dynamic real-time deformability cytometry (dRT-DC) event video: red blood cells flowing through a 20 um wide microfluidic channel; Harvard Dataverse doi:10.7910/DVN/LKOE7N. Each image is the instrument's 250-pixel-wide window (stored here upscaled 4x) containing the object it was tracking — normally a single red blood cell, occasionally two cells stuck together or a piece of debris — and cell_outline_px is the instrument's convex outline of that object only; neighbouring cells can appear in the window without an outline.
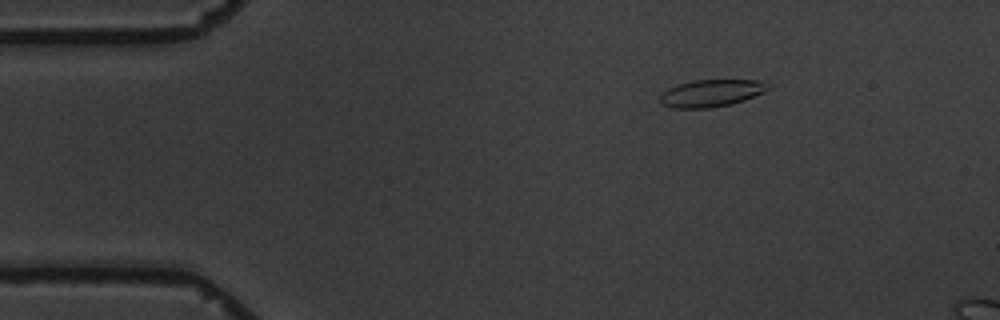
{"species": "common noctule bat (a hibernating species)", "species_latin": "Nyctalus noctula", "temperature_condition": "warm", "stored_images_in_passage": 3, "camera_frame_rate_fps": 3000, "um_per_image_px": 0.085, "animal": {"sex": "male", "body_mass_g": 19.5, "forearm_length_mm": 54.6}, "frame": {"image": 1, "passage_image": 1, "time_ms": 0.0, "image_size_px": [1000, 320], "cell_outline_px": [[772, 88], [764, 92], [744, 100], [732, 104], [712, 108], [672, 108], [660, 104], [660, 92], [668, 88], [692, 80], [764, 80], [772, 84]], "centroid_in_image_um": [60.49, 7.91], "position_along_channel_um": 24.5, "area_um2": 17.51}}